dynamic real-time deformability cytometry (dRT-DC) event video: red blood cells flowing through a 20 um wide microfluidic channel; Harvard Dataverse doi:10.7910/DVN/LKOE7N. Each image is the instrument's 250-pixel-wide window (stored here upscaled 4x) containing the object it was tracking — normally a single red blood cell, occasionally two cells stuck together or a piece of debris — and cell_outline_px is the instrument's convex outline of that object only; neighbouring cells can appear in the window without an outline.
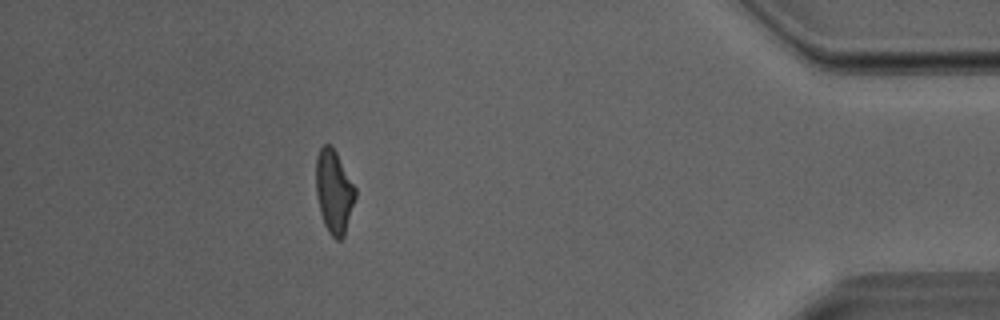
{"species": "Egyptian fruit bat (a non-hibernating species)", "species_latin": "Rousettus aegyptiacus", "temperature_condition": "room temperature", "stored_images_in_passage": 39, "segment_of_instrument_passage": [1, 2], "camera_frame_rate_fps": 3000, "um_per_image_px": 0.085, "animal": {"sex": "male"}, "frame": {"image": 1, "passage_image": 34, "time_ms": 11.0, "image_size_px": [1000, 320], "cell_outline_px": [[356, 196], [344, 236], [340, 240], [336, 240], [328, 232], [324, 224], [320, 212], [316, 196], [316, 156], [320, 148], [324, 144], [328, 144], [336, 152], [356, 188]], "centroid_in_image_um": [28.38, 16.3], "position_along_channel_um": 406.8, "area_um2": 19.07}}